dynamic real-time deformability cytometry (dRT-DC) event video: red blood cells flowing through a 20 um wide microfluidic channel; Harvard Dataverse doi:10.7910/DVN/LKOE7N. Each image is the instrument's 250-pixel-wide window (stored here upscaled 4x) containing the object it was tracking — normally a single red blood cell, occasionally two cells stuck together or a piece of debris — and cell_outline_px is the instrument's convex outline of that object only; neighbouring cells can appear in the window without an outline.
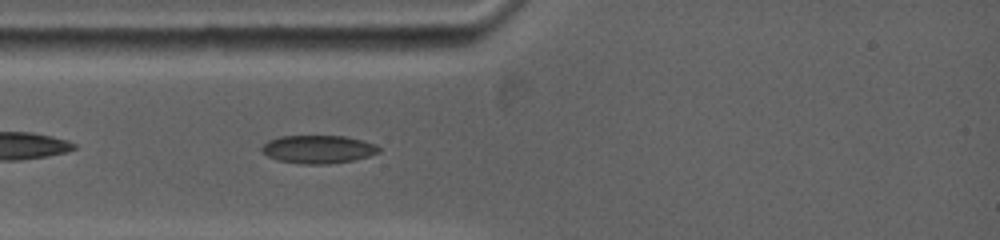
{"species": "common noctule bat (a hibernating species)", "species_latin": "Nyctalus noctula", "temperature_condition": "warm", "stored_images_in_passage": 13, "camera_frame_rate_fps": 5000, "um_per_image_px": 0.085, "animal": {"sex": "female", "body_mass_g": 19.0, "forearm_length_mm": 53.3}, "frame": {"image": 1, "passage_image": 4, "time_ms": 1.4, "image_size_px": [1000, 240], "cell_outline_px": [[380, 152], [368, 156], [352, 160], [328, 164], [304, 164], [280, 160], [268, 156], [260, 148], [268, 140], [280, 136], [344, 136], [360, 140], [372, 144], [380, 148]], "centroid_in_image_um": [27.02, 12.68], "position_along_channel_um": 58.0, "area_um2": 18.84}}